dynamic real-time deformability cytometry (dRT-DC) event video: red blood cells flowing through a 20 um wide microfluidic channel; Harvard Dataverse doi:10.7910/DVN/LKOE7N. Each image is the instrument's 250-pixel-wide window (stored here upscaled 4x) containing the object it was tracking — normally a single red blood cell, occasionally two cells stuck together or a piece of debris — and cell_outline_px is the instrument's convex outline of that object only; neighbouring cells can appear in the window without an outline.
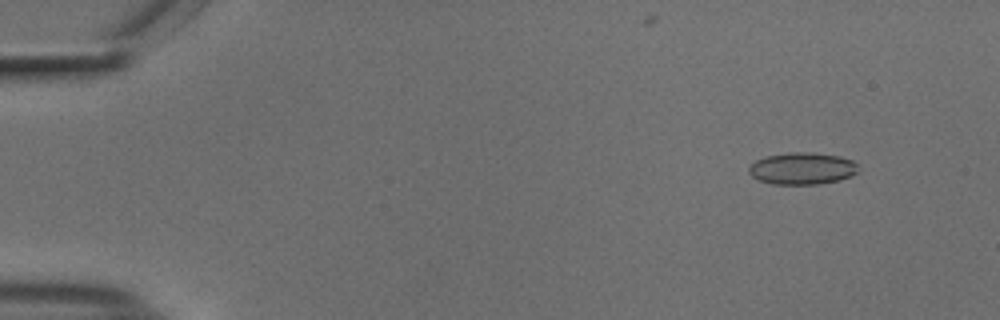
{"species": "common noctule bat (a hibernating species)", "species_latin": "Nyctalus noctula", "temperature_condition": "cold", "stored_images_in_passage": 55, "camera_frame_rate_fps": 3000, "um_per_image_px": 0.085, "animal": {"sex": "male", "body_mass_g": 18.8}, "frame": {"image": 1, "passage_image": 6, "time_ms": 1.667, "image_size_px": [1000, 320], "cell_outline_px": [[856, 172], [852, 176], [820, 184], [772, 184], [760, 180], [752, 176], [748, 172], [748, 168], [756, 160], [764, 156], [788, 152], [812, 152], [840, 156], [852, 160], [856, 164]], "centroid_in_image_um": [68.16, 14.31], "position_along_channel_um": 16.8, "area_um2": 20.35}}
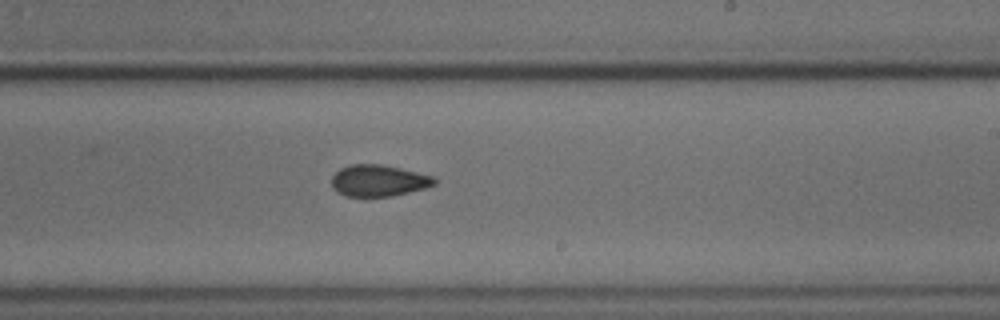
{"frame": {"image": 2, "passage_image": 34, "time_ms": 11.0, "image_size_px": [1000, 320], "cell_outline_px": [[436, 184], [424, 188], [392, 196], [344, 196], [336, 192], [332, 188], [332, 176], [340, 168], [352, 164], [380, 164], [400, 168], [432, 176], [436, 180]], "centroid_in_image_um": [32.14, 15.35], "position_along_channel_um": 256.9, "area_um2": 18.79}}
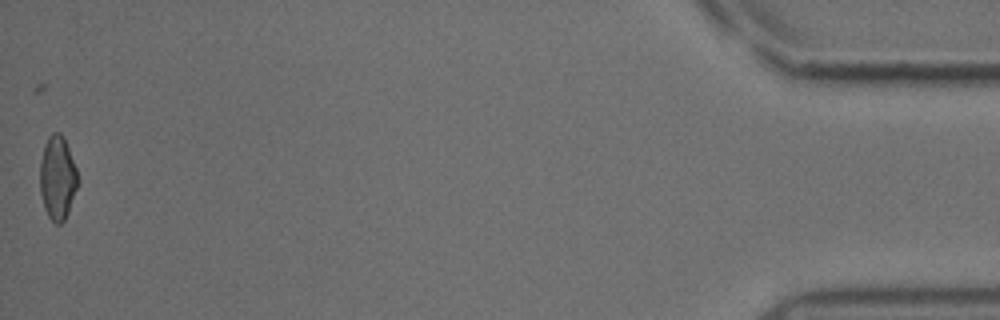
{"frame": {"image": 3, "passage_image": 55, "time_ms": 18.0, "image_size_px": [1000, 320], "cell_outline_px": [[76, 188], [68, 212], [64, 220], [60, 224], [56, 224], [48, 216], [44, 208], [40, 192], [40, 160], [44, 144], [48, 136], [52, 132], [60, 132], [64, 136], [76, 168]], "centroid_in_image_um": [4.85, 15.08], "position_along_channel_um": 430.3, "area_um2": 18.32}, "authors_computed_cell_mechanics": {"area_um2": 19.363, "velocity_mm_per_s": 3.7371, "shape_relaxation_time_tau1_ms": 4.8899, "shape_relaxation_time_tau2_ms": 1.7284, "deformation_change_tau1": 0.098, "deformation_change_tau2": 0.0629}}